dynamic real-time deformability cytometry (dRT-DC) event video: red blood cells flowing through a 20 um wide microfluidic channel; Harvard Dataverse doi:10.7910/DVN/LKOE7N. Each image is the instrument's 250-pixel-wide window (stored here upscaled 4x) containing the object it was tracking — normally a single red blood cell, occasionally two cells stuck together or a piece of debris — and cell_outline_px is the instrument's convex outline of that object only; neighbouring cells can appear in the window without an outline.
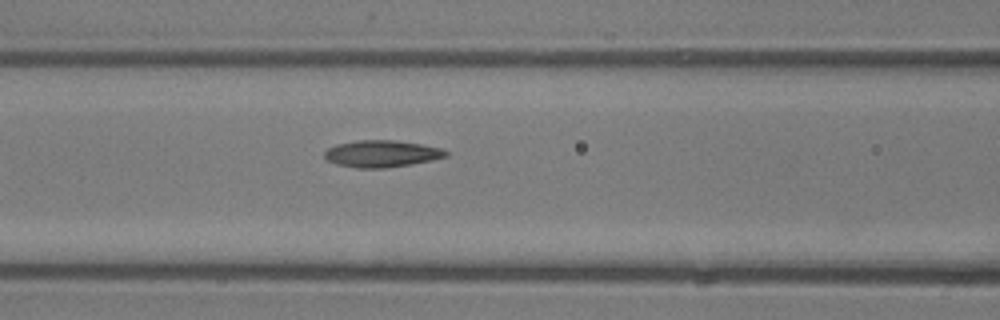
{"species": "common noctule bat (a hibernating species)", "species_latin": "Nyctalus noctula", "temperature_condition": "room temperature", "stored_images_in_passage": 5, "camera_frame_rate_fps": 3000, "um_per_image_px": 0.085, "animal": {"sex": "male", "body_mass_g": 13.3}, "frame": {"image": 1, "passage_image": 5, "time_ms": 1.333, "image_size_px": [1000, 320], "cell_outline_px": [[452, 152], [448, 156], [432, 160], [412, 164], [384, 168], [356, 168], [336, 164], [328, 160], [324, 156], [324, 152], [328, 148], [336, 144], [356, 140], [396, 140], [420, 144], [440, 148]], "centroid_in_image_um": [32.46, 13.06], "position_along_channel_um": 134.1, "area_um2": 19.13}}